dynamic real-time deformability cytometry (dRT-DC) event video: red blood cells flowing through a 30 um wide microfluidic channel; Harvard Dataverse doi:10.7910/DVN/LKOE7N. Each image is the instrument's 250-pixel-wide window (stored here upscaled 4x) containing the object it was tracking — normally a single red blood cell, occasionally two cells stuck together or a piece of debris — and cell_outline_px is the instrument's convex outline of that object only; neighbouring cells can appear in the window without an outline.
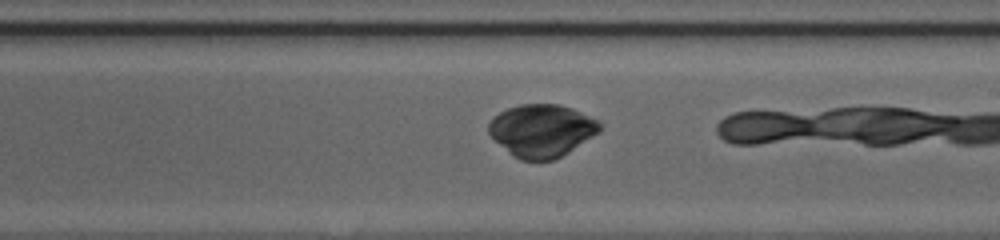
{"species": "common noctule bat (a hibernating species)", "species_latin": "Nyctalus noctula", "temperature_condition": "cold", "stored_images_in_passage": 14, "camera_frame_rate_fps": 3000, "um_per_image_px": 0.085, "animal": {"sex": "female", "body_mass_g": 20.0, "forearm_length_mm": 54.0}, "frame": {"image": 1, "passage_image": 12, "time_ms": 3.667, "image_size_px": [1000, 240], "cell_outline_px": [[604, 124], [600, 132], [568, 152], [552, 160], [520, 160], [512, 156], [488, 132], [488, 124], [500, 112], [508, 108], [520, 104], [560, 104], [572, 108], [600, 120]], "centroid_in_image_um": [46.1, 11.08], "position_along_channel_um": 242.9, "area_um2": 34.04}}